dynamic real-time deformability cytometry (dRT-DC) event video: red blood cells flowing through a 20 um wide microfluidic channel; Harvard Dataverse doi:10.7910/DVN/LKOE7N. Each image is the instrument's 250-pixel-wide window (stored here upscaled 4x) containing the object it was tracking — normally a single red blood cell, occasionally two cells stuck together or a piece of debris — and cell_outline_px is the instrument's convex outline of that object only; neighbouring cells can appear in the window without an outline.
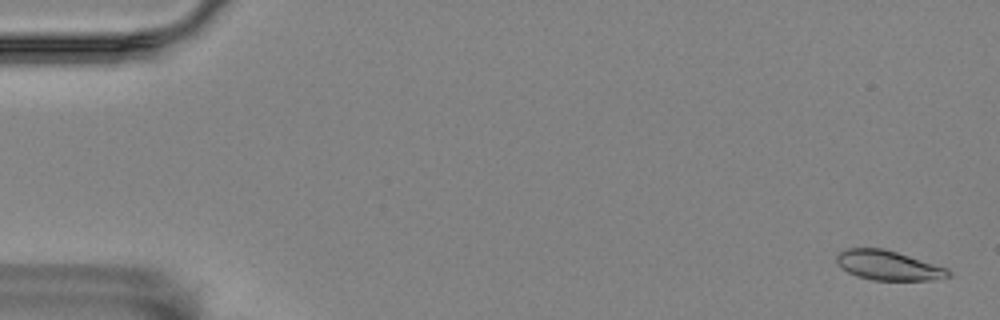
{"species": "Egyptian fruit bat (a non-hibernating species)", "species_latin": "Rousettus aegyptiacus", "temperature_condition": "room temperature", "stored_images_in_passage": 57, "camera_frame_rate_fps": 3000, "um_per_image_px": 0.085, "animal": {"sex": "female"}, "frame": {"image": 1, "passage_image": 2, "time_ms": 0.333, "image_size_px": [1000, 320], "cell_outline_px": [[952, 276], [928, 280], [872, 280], [856, 276], [840, 268], [836, 264], [836, 252], [844, 248], [884, 248], [948, 268], [952, 272]], "centroid_in_image_um": [75.45, 22.55], "position_along_channel_um": 9.5, "area_um2": 19.54}}
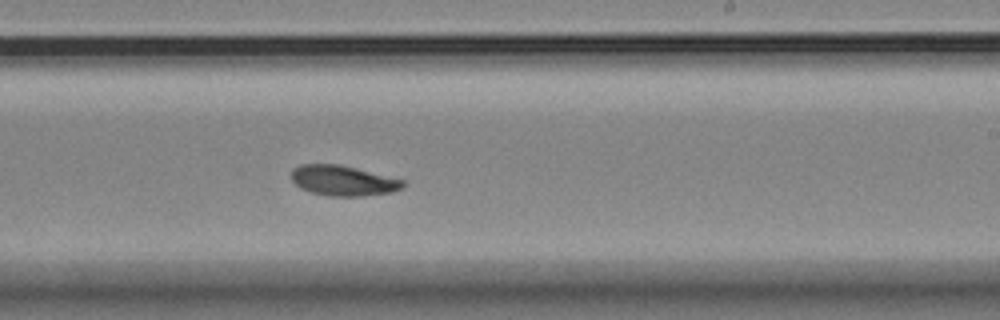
{"frame": {"image": 2, "passage_image": 35, "time_ms": 11.333, "image_size_px": [1000, 320], "cell_outline_px": [[404, 188], [392, 192], [360, 196], [328, 196], [312, 192], [300, 188], [292, 180], [292, 168], [300, 164], [340, 164], [404, 180]], "centroid_in_image_um": [29.16, 15.35], "position_along_channel_um": 259.8, "area_um2": 19.65}}
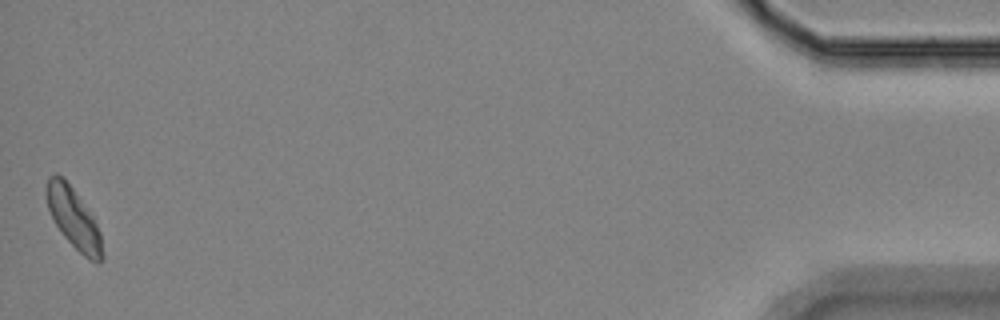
{"frame": {"image": 3, "passage_image": 57, "time_ms": 18.667, "image_size_px": [1000, 320], "cell_outline_px": [[104, 256], [100, 264], [96, 264], [88, 260], [64, 236], [56, 224], [48, 208], [44, 192], [44, 188], [48, 176], [56, 172], [64, 176], [92, 216], [100, 232]], "centroid_in_image_um": [6.24, 18.53], "position_along_channel_um": 429.0, "area_um2": 19.83}, "authors_computed_cell_mechanics": {"area_um2": 19.8254, "velocity_mm_per_s": 3.5068, "shape_relaxation_time_tau1_ms": 6.9212, "shape_relaxation_time_tau2_ms": null, "deformation_change_tau1": 0.1523, "deformation_change_tau2": null}}